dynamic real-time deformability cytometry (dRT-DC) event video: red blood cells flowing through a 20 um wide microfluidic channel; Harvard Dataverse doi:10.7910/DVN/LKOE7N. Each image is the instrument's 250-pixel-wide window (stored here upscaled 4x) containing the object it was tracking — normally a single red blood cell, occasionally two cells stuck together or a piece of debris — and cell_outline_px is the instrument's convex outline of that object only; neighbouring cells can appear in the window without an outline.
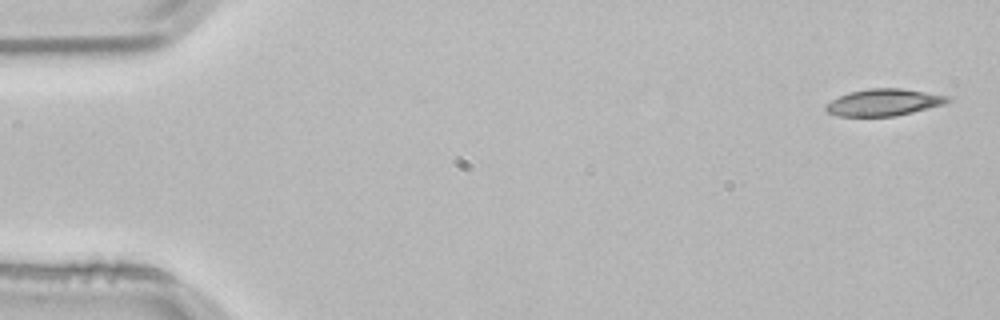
{"species": "common noctule bat (a hibernating species)", "species_latin": "Nyctalus noctula", "temperature_condition": "room temperature", "stored_images_in_passage": 4, "camera_frame_rate_fps": 3000, "um_per_image_px": 0.085, "animal": {"sex": "male", "body_mass_g": 21.5, "forearm_length_mm": 52.0}, "frame": {"image": 1, "passage_image": 1, "time_ms": 0.0, "image_size_px": [1000, 320], "cell_outline_px": [[952, 100], [944, 104], [896, 116], [840, 116], [824, 112], [824, 104], [848, 92], [868, 88], [900, 88], [952, 96]], "centroid_in_image_um": [75.11, 8.7], "position_along_channel_um": 9.9, "area_um2": 19.25}}
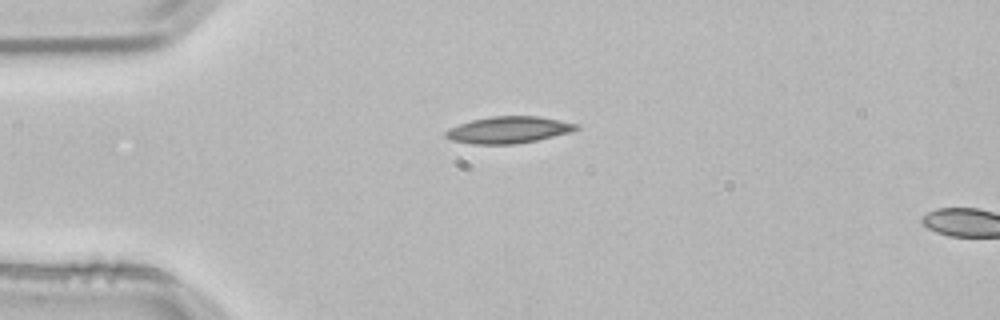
{"frame": {"image": 2, "passage_image": 3, "time_ms": 0.667, "image_size_px": [1000, 320], "cell_outline_px": [[580, 128], [572, 132], [536, 140], [516, 144], [472, 144], [452, 140], [444, 136], [444, 132], [448, 128], [472, 120], [492, 116], [540, 116], [580, 124]], "centroid_in_image_um": [43.25, 11.03], "position_along_channel_um": 41.7, "area_um2": 20.46}}